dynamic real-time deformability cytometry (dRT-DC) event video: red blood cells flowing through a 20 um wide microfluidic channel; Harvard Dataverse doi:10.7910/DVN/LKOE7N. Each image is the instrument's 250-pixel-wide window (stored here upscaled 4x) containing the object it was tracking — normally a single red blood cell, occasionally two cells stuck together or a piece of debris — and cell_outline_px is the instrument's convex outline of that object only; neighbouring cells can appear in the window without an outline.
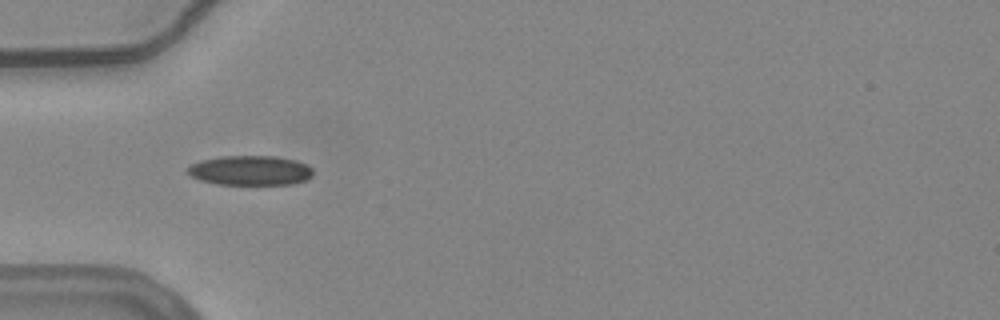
{"species": "common noctule bat (a hibernating species)", "species_latin": "Nyctalus noctula", "temperature_condition": "warm", "stored_images_in_passage": 8, "camera_frame_rate_fps": 3000, "um_per_image_px": 0.085, "animal": {"sex": "female", "body_mass_g": 24.6, "forearm_length_mm": 56.2}, "frame": {"image": 1, "passage_image": 1, "time_ms": 0.0, "image_size_px": [1000, 320], "cell_outline_px": [[312, 176], [304, 180], [292, 184], [216, 184], [200, 180], [184, 172], [192, 164], [200, 160], [220, 156], [276, 156], [296, 160], [308, 164], [312, 168]], "centroid_in_image_um": [21.26, 14.48], "position_along_channel_um": 63.7, "area_um2": 21.79}}
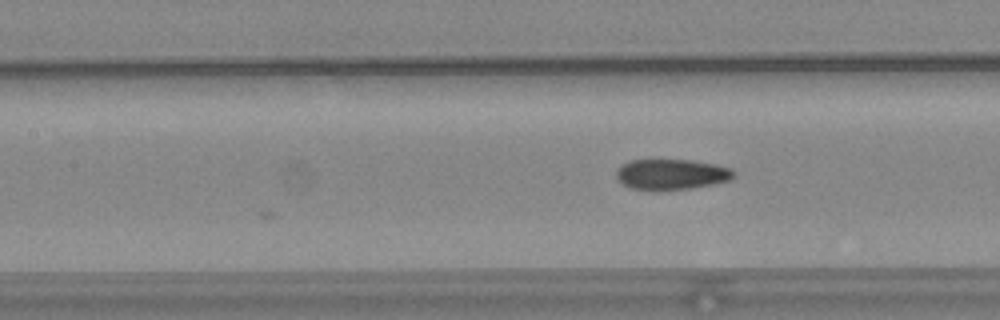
{"frame": {"image": 2, "passage_image": 8, "time_ms": 2.333, "image_size_px": [1000, 320], "cell_outline_px": [[736, 176], [732, 180], [716, 184], [688, 188], [632, 188], [624, 184], [616, 176], [616, 168], [620, 164], [632, 160], [692, 160], [716, 164], [732, 168], [736, 172]], "centroid_in_image_um": [57.16, 14.78], "position_along_channel_um": 150.2, "area_um2": 20.63}}